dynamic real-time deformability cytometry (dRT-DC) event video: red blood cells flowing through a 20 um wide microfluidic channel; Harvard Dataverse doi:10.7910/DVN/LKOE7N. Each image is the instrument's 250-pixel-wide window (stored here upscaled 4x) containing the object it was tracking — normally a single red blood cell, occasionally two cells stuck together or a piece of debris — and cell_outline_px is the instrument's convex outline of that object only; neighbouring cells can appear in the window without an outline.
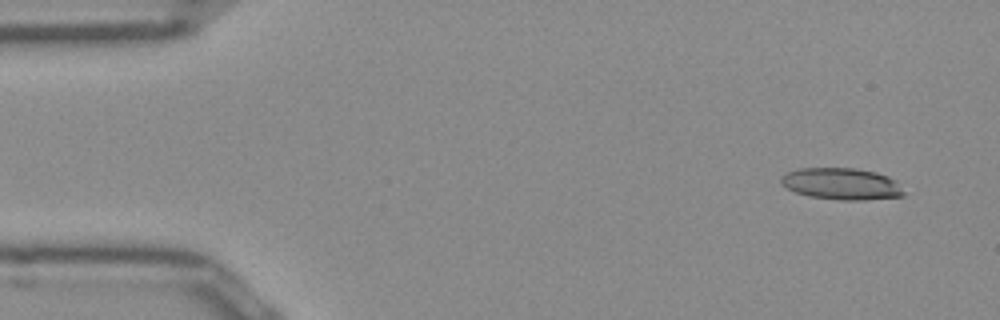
{"species": "Egyptian fruit bat (a non-hibernating species)", "species_latin": "Rousettus aegyptiacus", "temperature_condition": "room temperature", "stored_images_in_passage": 48, "camera_frame_rate_fps": 3000, "um_per_image_px": 0.085, "frame": {"image": 1, "passage_image": 1, "time_ms": 0.0, "image_size_px": [1000, 320], "cell_outline_px": [[904, 196], [864, 200], [840, 200], [808, 196], [796, 192], [780, 184], [780, 176], [788, 172], [800, 168], [856, 168], [876, 172], [888, 176], [896, 180], [904, 192]], "centroid_in_image_um": [71.53, 15.62], "position_along_channel_um": 13.5, "area_um2": 22.77}}
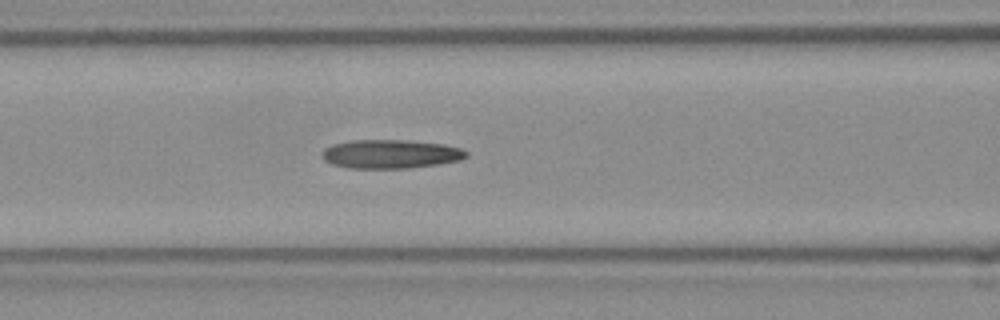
{"frame": {"image": 2, "passage_image": 18, "time_ms": 5.667, "image_size_px": [1000, 320], "cell_outline_px": [[468, 156], [460, 160], [436, 164], [408, 168], [348, 168], [332, 164], [324, 160], [320, 156], [324, 148], [332, 144], [352, 140], [408, 140], [444, 144], [460, 148], [468, 152]], "centroid_in_image_um": [33.17, 13.08], "position_along_channel_um": 133.4, "area_um2": 24.28}}
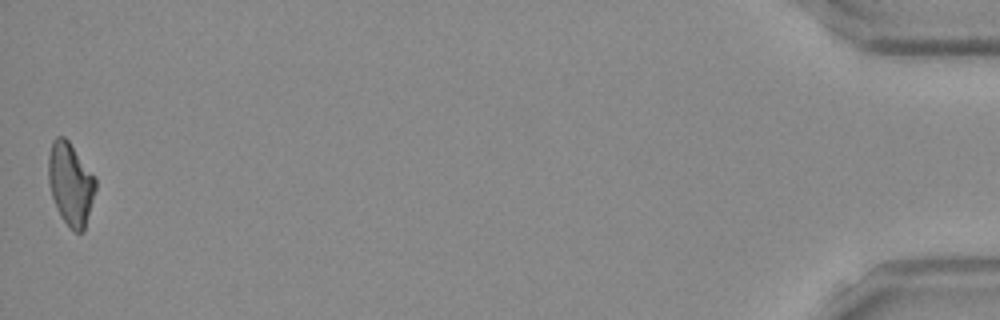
{"frame": {"image": 3, "passage_image": 48, "time_ms": 15.667, "image_size_px": [1000, 320], "cell_outline_px": [[96, 188], [84, 232], [72, 232], [60, 216], [52, 196], [48, 180], [48, 156], [52, 140], [56, 136], [64, 136], [68, 140], [96, 176]], "centroid_in_image_um": [6.0, 15.62], "position_along_channel_um": 429.2, "area_um2": 23.0}}